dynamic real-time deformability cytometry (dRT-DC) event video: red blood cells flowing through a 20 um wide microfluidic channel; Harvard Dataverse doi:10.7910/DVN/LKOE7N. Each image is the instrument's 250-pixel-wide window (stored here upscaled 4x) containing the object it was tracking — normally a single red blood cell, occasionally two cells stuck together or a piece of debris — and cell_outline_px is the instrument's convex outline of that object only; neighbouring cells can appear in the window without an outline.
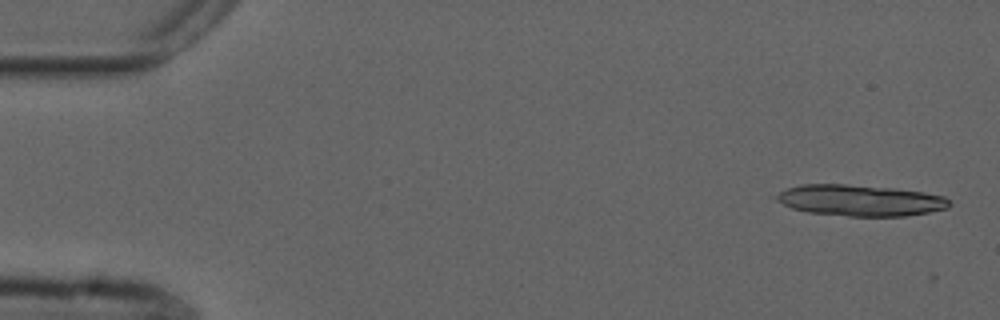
{"species": "common noctule bat (a hibernating species)", "species_latin": "Nyctalus noctula", "temperature_condition": "cold", "stored_images_in_passage": 5, "camera_frame_rate_fps": 3000, "um_per_image_px": 0.085, "animal": {"sex": "male", "forearm_length_mm": 52.5}, "frame": {"image": 1, "passage_image": 2, "time_ms": 0.333, "image_size_px": [1000, 320], "cell_outline_px": [[952, 204], [948, 208], [928, 212], [904, 216], [848, 216], [808, 212], [792, 208], [768, 196], [788, 188], [800, 184], [848, 184], [892, 188], [924, 192], [944, 196]], "centroid_in_image_um": [73.06, 17.02], "position_along_channel_um": 11.9, "area_um2": 31.62}}